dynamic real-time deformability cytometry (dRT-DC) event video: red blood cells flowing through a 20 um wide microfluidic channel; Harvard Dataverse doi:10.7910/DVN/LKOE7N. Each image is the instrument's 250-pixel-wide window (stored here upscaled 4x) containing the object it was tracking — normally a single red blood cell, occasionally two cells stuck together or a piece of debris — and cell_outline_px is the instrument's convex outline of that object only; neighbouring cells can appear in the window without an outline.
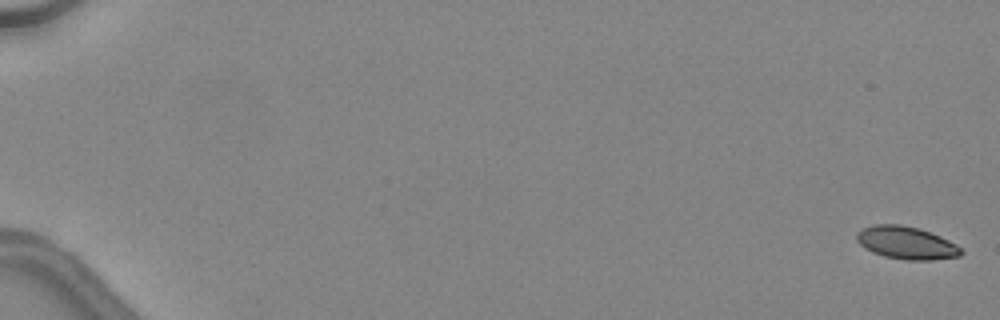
{"species": "common noctule bat (a hibernating species)", "species_latin": "Nyctalus noctula", "temperature_condition": "warm", "stored_images_in_passage": 12, "camera_frame_rate_fps": 3000, "um_per_image_px": 0.085, "animal": {"sex": "female", "body_mass_g": 24.6, "forearm_length_mm": 56.2}, "frame": {"image": 1, "passage_image": 1, "time_ms": 0.0, "image_size_px": [1000, 320], "cell_outline_px": [[964, 252], [960, 256], [932, 260], [908, 260], [884, 256], [872, 252], [864, 248], [856, 240], [856, 232], [872, 224], [900, 224], [916, 228], [940, 236], [956, 244]], "centroid_in_image_um": [77.02, 20.64], "position_along_channel_um": 8.0, "area_um2": 19.83}}